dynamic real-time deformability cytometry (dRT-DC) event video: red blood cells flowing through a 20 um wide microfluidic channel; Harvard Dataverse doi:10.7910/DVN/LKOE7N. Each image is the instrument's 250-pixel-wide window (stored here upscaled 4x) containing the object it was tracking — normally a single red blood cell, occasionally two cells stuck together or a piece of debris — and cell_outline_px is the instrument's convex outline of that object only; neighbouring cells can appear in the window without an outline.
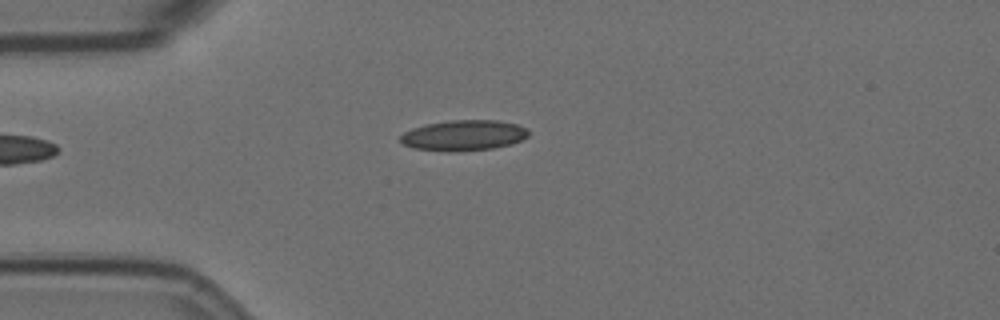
{"species": "Egyptian fruit bat (a non-hibernating species)", "species_latin": "Rousettus aegyptiacus", "temperature_condition": "room temperature", "stored_images_in_passage": 2, "camera_frame_rate_fps": 3000, "um_per_image_px": 0.085, "animal": {"sex": "female"}, "frame": {"image": 1, "passage_image": 2, "time_ms": 1.0, "image_size_px": [1000, 320], "cell_outline_px": [[528, 136], [520, 140], [508, 144], [492, 148], [448, 152], [412, 148], [404, 144], [400, 140], [400, 136], [404, 132], [412, 128], [428, 124], [452, 120], [496, 120], [516, 124], [528, 128]], "centroid_in_image_um": [39.39, 11.5], "position_along_channel_um": 45.6, "area_um2": 22.6}}